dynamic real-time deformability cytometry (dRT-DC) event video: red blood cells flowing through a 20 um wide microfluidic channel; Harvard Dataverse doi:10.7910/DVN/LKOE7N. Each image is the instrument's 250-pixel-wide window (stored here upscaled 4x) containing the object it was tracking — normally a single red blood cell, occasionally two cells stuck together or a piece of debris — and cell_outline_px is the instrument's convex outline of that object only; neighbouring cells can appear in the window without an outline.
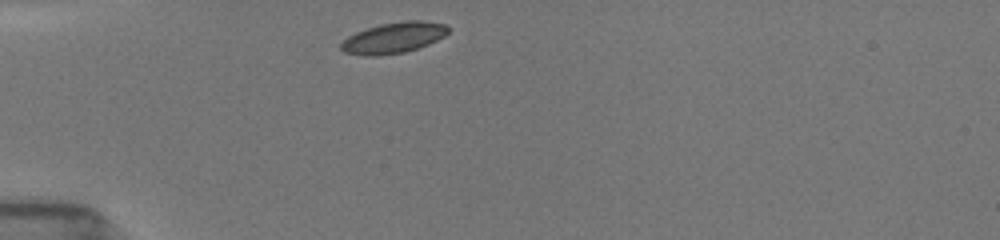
{"species": "common noctule bat (a hibernating species)", "species_latin": "Nyctalus noctula", "temperature_condition": "room temperature", "stored_images_in_passage": 42, "camera_frame_rate_fps": 3000, "um_per_image_px": 0.085, "animal": {"sex": "female", "body_mass_g": 19.5, "forearm_length_mm": 54.1}, "frame": {"image": 1, "passage_image": 1, "time_ms": 0.0, "image_size_px": [1000, 240], "cell_outline_px": [[448, 32], [444, 36], [428, 44], [404, 52], [380, 56], [364, 56], [344, 52], [340, 48], [340, 44], [348, 36], [356, 32], [380, 24], [404, 20], [424, 20], [444, 24], [448, 28]], "centroid_in_image_um": [33.43, 3.21], "position_along_channel_um": 51.6, "area_um2": 19.25}}
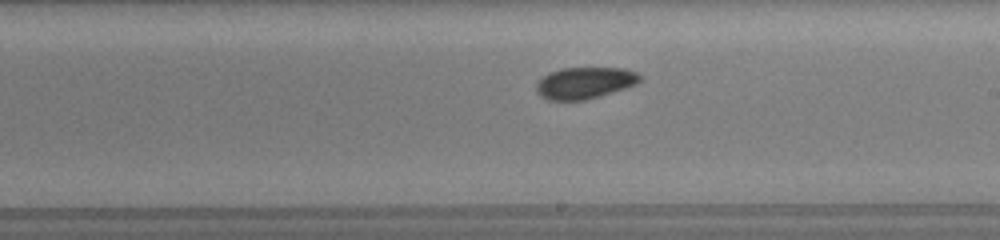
{"frame": {"image": 2, "passage_image": 18, "time_ms": 5.333, "image_size_px": [1000, 240], "cell_outline_px": [[640, 80], [636, 84], [600, 96], [584, 100], [548, 100], [540, 96], [536, 92], [536, 84], [548, 72], [560, 68], [624, 68], [640, 72]], "centroid_in_image_um": [49.69, 7.04], "position_along_channel_um": 239.3, "area_um2": 19.13}}
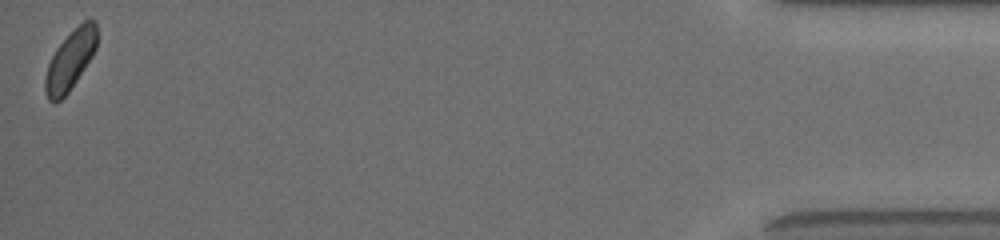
{"frame": {"image": 3, "passage_image": 42, "time_ms": 12.333, "image_size_px": [1000, 240], "cell_outline_px": [[96, 48], [92, 56], [68, 92], [60, 100], [52, 104], [48, 100], [44, 92], [44, 80], [48, 64], [56, 48], [84, 20], [96, 20]], "centroid_in_image_um": [5.94, 5.16], "position_along_channel_um": 429.3, "area_um2": 17.57}, "authors_computed_cell_mechanics": {"area_um2": 19.1318, "velocity_mm_per_s": 3.8812, "shape_relaxation_time_tau1_ms": 2.3568, "shape_relaxation_time_tau2_ms": 8.5695, "deformation_change_tau1": 0.0618, "deformation_change_tau2": 0.1192}}